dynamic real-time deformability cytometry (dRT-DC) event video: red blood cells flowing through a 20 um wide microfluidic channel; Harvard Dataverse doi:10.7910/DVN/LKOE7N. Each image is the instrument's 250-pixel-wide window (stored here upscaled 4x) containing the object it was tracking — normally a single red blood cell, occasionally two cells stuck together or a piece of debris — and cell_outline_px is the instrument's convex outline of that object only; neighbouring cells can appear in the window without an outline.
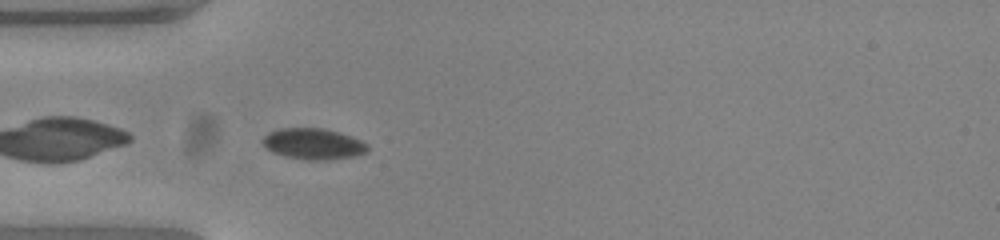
{"species": "common noctule bat (a hibernating species)", "species_latin": "Nyctalus noctula", "temperature_condition": "warm", "stored_images_in_passage": 39, "camera_frame_rate_fps": 3000, "um_per_image_px": 0.085, "animal": {"sex": "female", "body_mass_g": 23.0, "forearm_length_mm": 53.4}, "frame": {"image": 1, "passage_image": 2, "time_ms": 0.333, "image_size_px": [1000, 240], "cell_outline_px": [[368, 152], [356, 156], [328, 160], [304, 160], [284, 156], [272, 152], [264, 144], [264, 136], [268, 132], [280, 128], [320, 128], [340, 132], [352, 136], [368, 144]], "centroid_in_image_um": [26.67, 12.24], "position_along_channel_um": 58.3, "area_um2": 19.07}}
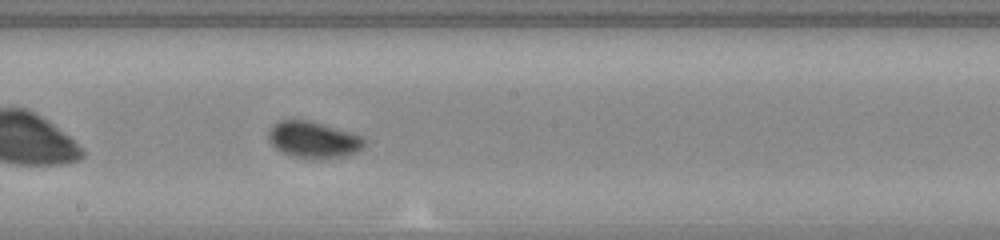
{"frame": {"image": 2, "passage_image": 15, "time_ms": 4.667, "image_size_px": [1000, 240], "cell_outline_px": [[364, 144], [356, 152], [344, 156], [296, 156], [284, 152], [276, 148], [268, 140], [268, 132], [280, 120], [308, 120], [360, 136], [364, 140]], "centroid_in_image_um": [26.59, 11.84], "position_along_channel_um": 221.6, "area_um2": 19.07}}
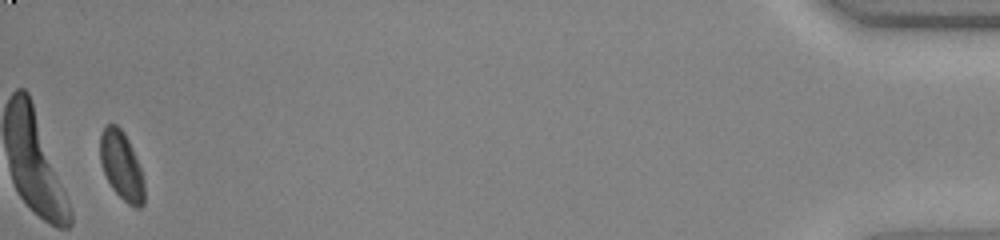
{"frame": {"image": 3, "passage_image": 38, "time_ms": 12.333, "image_size_px": [1000, 240], "cell_outline_px": [[144, 204], [140, 208], [136, 208], [128, 204], [112, 188], [104, 172], [100, 160], [100, 136], [104, 128], [108, 124], [116, 124], [124, 132], [128, 140], [140, 168], [144, 180]], "centroid_in_image_um": [10.33, 14.1], "position_along_channel_um": 424.9, "area_um2": 17.4}, "authors_computed_cell_mechanics": {"area_um2": 18.6116, "velocity_mm_per_s": 3.8321, "shape_relaxation_time_tau1_ms": 2.5022, "shape_relaxation_time_tau2_ms": null, "deformation_change_tau1": 0.091, "deformation_change_tau2": null}}